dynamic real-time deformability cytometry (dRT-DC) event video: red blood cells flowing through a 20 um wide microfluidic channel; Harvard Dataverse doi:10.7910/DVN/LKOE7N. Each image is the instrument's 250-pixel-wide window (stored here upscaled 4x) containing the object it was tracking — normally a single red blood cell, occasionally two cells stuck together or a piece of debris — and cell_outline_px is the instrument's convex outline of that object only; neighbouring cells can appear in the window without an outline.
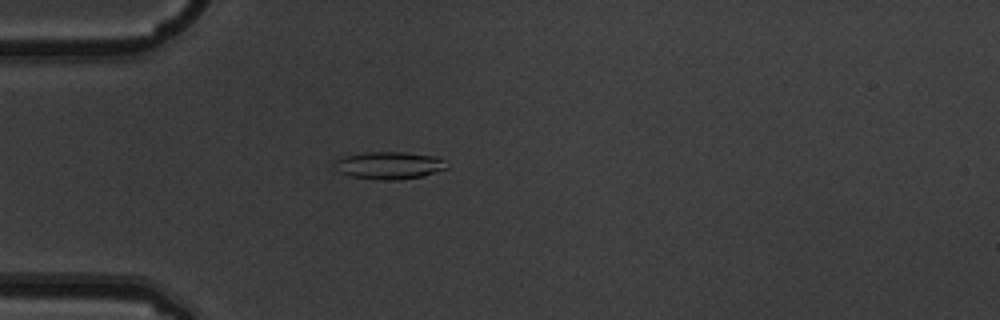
{"species": "common noctule bat (a hibernating species)", "species_latin": "Nyctalus noctula", "temperature_condition": "warm", "stored_images_in_passage": 5, "camera_frame_rate_fps": 3000, "um_per_image_px": 0.085, "animal": {"sex": "male", "body_mass_g": 19.5, "forearm_length_mm": 54.6}, "frame": {"image": 1, "passage_image": 4, "time_ms": 1.0, "image_size_px": [1000, 320], "cell_outline_px": [[448, 168], [420, 176], [400, 180], [384, 180], [352, 176], [340, 172], [332, 164], [336, 160], [344, 156], [368, 152], [404, 152], [440, 156], [448, 160]], "centroid_in_image_um": [33.15, 14.04], "position_along_channel_um": 51.8, "area_um2": 18.03}}